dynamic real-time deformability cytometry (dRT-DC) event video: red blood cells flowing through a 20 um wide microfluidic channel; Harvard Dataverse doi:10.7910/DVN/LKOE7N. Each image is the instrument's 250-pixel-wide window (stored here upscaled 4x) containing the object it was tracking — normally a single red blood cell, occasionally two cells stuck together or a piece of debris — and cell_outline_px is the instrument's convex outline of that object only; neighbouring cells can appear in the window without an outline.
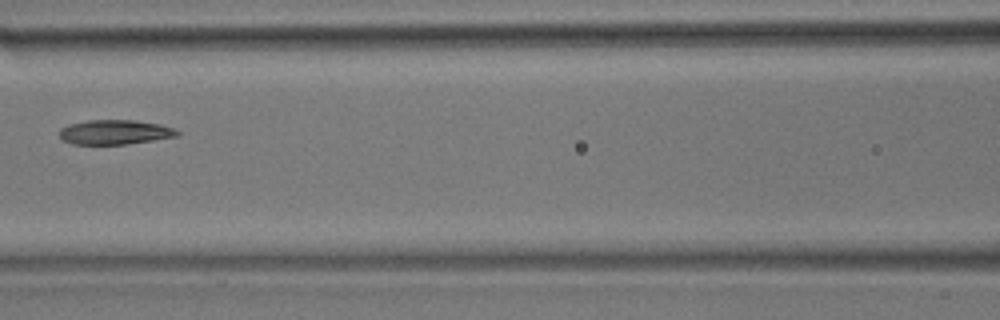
{"species": "common noctule bat (a hibernating species)", "species_latin": "Nyctalus noctula", "temperature_condition": "room temperature", "stored_images_in_passage": 6, "camera_frame_rate_fps": 3000, "um_per_image_px": 0.085, "animal": {"sex": "male", "body_mass_g": 17.9}, "frame": {"image": 1, "passage_image": 6, "time_ms": 1.667, "image_size_px": [1000, 320], "cell_outline_px": [[180, 136], [128, 144], [72, 144], [60, 140], [60, 128], [68, 124], [88, 120], [136, 120], [160, 124], [172, 128], [180, 132]], "centroid_in_image_um": [9.75, 11.23], "position_along_channel_um": 156.8, "area_um2": 17.05}}